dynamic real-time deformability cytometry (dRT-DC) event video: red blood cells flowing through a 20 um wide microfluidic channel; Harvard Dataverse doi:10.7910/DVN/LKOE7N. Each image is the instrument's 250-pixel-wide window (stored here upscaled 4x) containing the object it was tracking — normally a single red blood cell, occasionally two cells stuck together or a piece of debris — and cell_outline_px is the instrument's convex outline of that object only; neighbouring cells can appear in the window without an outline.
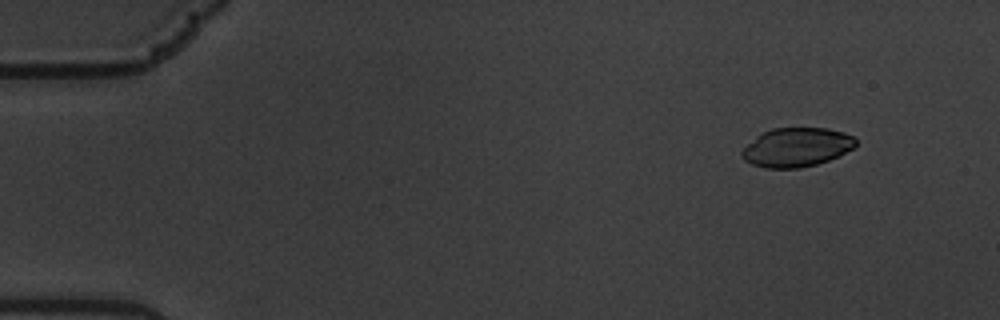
{"species": "common noctule bat (a hibernating species)", "species_latin": "Nyctalus noctula", "temperature_condition": "warm", "stored_images_in_passage": 55, "camera_frame_rate_fps": 3000, "um_per_image_px": 0.085, "animal": {"sex": "male", "body_mass_g": 19.5, "forearm_length_mm": 54.6}, "frame": {"image": 1, "passage_image": 1, "time_ms": 0.0, "image_size_px": [1000, 320], "cell_outline_px": [[856, 144], [852, 148], [828, 160], [816, 164], [800, 168], [764, 168], [752, 164], [744, 160], [740, 156], [740, 152], [756, 136], [772, 128], [828, 128], [844, 132], [852, 136], [856, 140]], "centroid_in_image_um": [67.67, 12.52], "position_along_channel_um": 17.3, "area_um2": 25.72}}
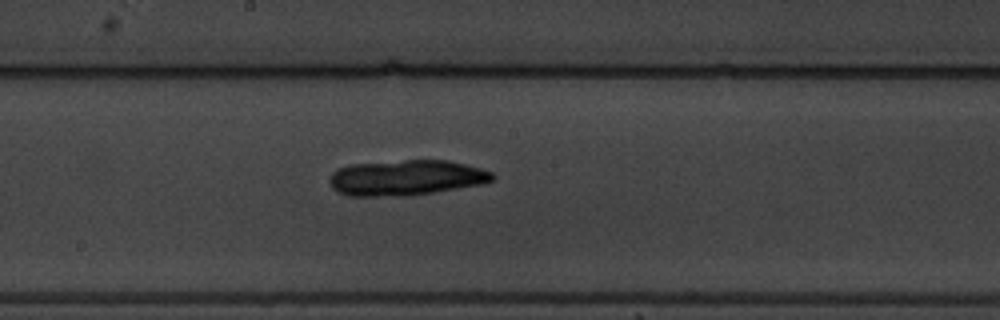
{"frame": {"image": 2, "passage_image": 28, "time_ms": 9.0, "image_size_px": [1000, 320], "cell_outline_px": [[496, 176], [492, 180], [480, 184], [408, 196], [348, 196], [336, 192], [332, 188], [328, 180], [332, 172], [336, 168], [352, 164], [404, 160], [448, 160], [480, 168], [492, 172]], "centroid_in_image_um": [34.45, 15.1], "position_along_channel_um": 213.7, "area_um2": 33.76}}
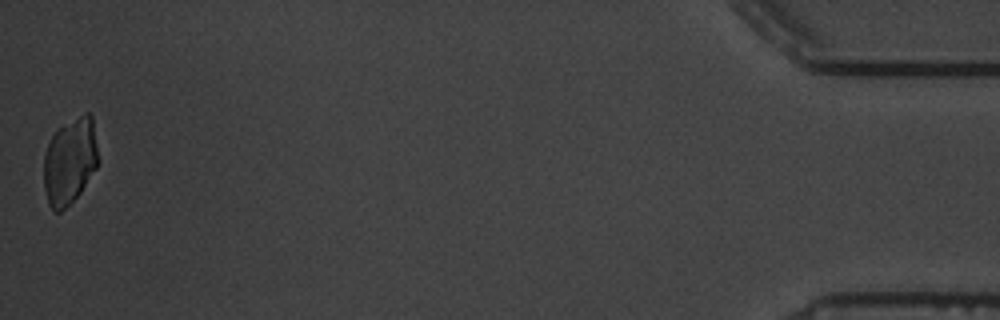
{"frame": {"image": 3, "passage_image": 55, "time_ms": 18.0, "image_size_px": [1000, 320], "cell_outline_px": [[100, 160], [96, 168], [80, 192], [60, 212], [52, 212], [48, 204], [44, 188], [44, 156], [48, 144], [52, 136], [60, 128], [84, 112], [88, 112], [92, 116]], "centroid_in_image_um": [5.95, 13.7], "position_along_channel_um": 429.2, "area_um2": 27.34}}